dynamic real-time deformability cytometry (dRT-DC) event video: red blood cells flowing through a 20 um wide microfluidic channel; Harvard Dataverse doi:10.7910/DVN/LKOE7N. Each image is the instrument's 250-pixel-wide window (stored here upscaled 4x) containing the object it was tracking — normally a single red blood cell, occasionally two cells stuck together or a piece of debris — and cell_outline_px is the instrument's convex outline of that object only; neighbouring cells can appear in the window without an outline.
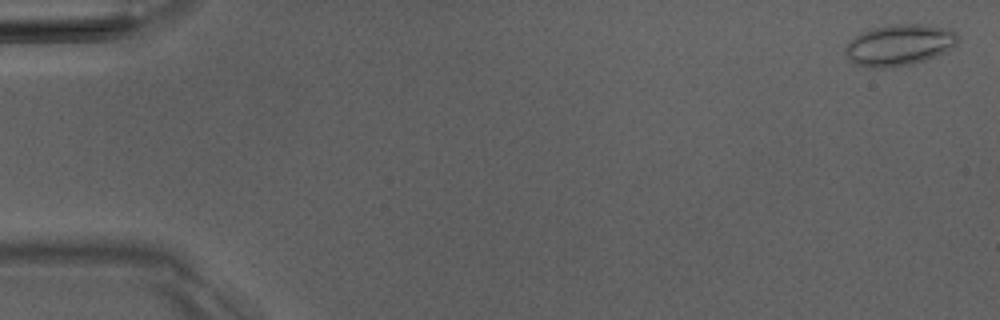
{"species": "Egyptian fruit bat (a non-hibernating species)", "species_latin": "Rousettus aegyptiacus", "temperature_condition": "room temperature", "stored_images_in_passage": 5, "camera_frame_rate_fps": 3000, "um_per_image_px": 0.085, "animal": {"sex": "male"}, "frame": {"image": 1, "passage_image": 1, "time_ms": 0.0, "image_size_px": [1000, 320], "cell_outline_px": [[960, 36], [956, 44], [952, 48], [944, 52], [924, 60], [912, 64], [884, 68], [868, 68], [856, 64], [848, 56], [844, 48], [860, 32], [872, 28], [892, 24], [920, 24], [952, 28]], "centroid_in_image_um": [76.48, 3.81], "position_along_channel_um": 8.5, "area_um2": 27.05}}